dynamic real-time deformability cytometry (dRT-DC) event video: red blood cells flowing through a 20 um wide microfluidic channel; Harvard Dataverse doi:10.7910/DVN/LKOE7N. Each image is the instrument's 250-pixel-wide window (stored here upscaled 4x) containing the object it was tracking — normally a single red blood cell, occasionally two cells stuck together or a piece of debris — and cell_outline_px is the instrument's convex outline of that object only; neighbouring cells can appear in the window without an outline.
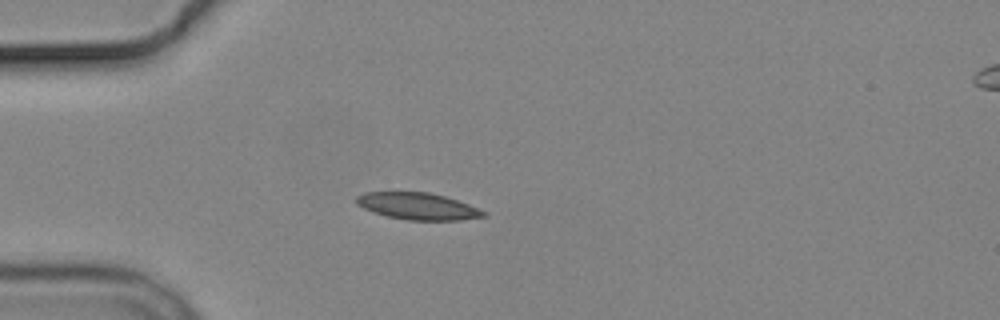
{"species": "common noctule bat (a hibernating species)", "species_latin": "Nyctalus noctula", "temperature_condition": "cold", "stored_images_in_passage": 3, "camera_frame_rate_fps": 3000, "um_per_image_px": 0.085, "animal": {"sex": "male", "body_mass_g": 19.2, "forearm_length_mm": 51.8}, "frame": {"image": 1, "passage_image": 2, "time_ms": 4.0, "image_size_px": [1000, 320], "cell_outline_px": [[488, 212], [484, 216], [460, 220], [408, 220], [388, 216], [372, 212], [356, 204], [356, 196], [364, 192], [428, 192], [444, 196], [468, 204]], "centroid_in_image_um": [35.49, 17.52], "position_along_channel_um": 49.5, "area_um2": 19.77}}